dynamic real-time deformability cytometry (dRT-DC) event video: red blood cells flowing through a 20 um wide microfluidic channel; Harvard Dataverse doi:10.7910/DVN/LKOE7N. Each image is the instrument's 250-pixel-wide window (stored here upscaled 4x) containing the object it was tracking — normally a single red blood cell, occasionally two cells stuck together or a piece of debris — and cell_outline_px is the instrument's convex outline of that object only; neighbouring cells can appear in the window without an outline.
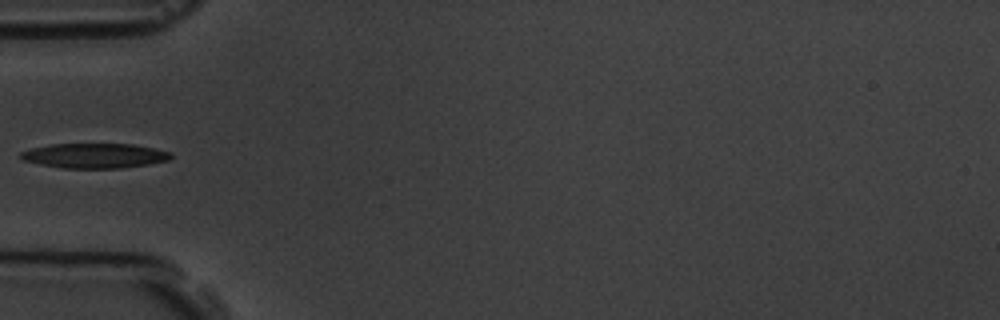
{"species": "common noctule bat (a hibernating species)", "species_latin": "Nyctalus noctula", "temperature_condition": "room temperature", "stored_images_in_passage": 4, "camera_frame_rate_fps": 3000, "um_per_image_px": 0.085, "animal": {"sex": "male", "body_mass_g": 19.5, "forearm_length_mm": 54.6}, "frame": {"image": 1, "passage_image": 4, "time_ms": 3.333, "image_size_px": [1000, 320], "cell_outline_px": [[172, 156], [168, 160], [148, 164], [120, 168], [60, 168], [40, 164], [24, 160], [20, 156], [20, 152], [32, 148], [52, 144], [132, 144], [172, 152]], "centroid_in_image_um": [8.03, 13.23], "position_along_channel_um": 77.0, "area_um2": 21.56}}